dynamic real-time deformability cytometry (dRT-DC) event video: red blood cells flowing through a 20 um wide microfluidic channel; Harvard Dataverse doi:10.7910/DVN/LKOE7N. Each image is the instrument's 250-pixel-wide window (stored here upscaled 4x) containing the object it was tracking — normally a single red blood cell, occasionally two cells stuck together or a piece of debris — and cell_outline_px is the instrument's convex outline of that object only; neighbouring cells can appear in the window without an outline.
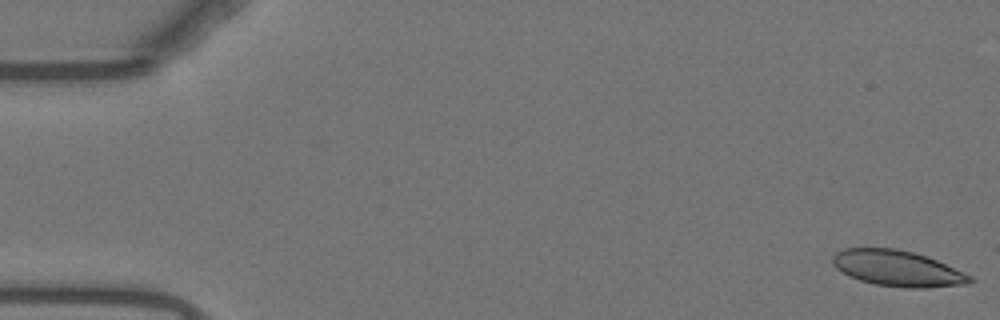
{"species": "Egyptian fruit bat (a non-hibernating species)", "species_latin": "Rousettus aegyptiacus", "temperature_condition": "warm", "stored_images_in_passage": 11, "camera_frame_rate_fps": 3000, "um_per_image_px": 0.085, "animal": {"sex": "female"}, "frame": {"image": 1, "passage_image": 1, "time_ms": 0.0, "image_size_px": [1000, 320], "cell_outline_px": [[976, 280], [968, 284], [924, 288], [904, 288], [876, 284], [860, 280], [848, 276], [836, 268], [832, 264], [832, 256], [836, 252], [844, 248], [896, 248], [912, 252], [936, 260], [964, 272], [972, 276]], "centroid_in_image_um": [76.28, 22.82], "position_along_channel_um": 8.7, "area_um2": 28.73}}